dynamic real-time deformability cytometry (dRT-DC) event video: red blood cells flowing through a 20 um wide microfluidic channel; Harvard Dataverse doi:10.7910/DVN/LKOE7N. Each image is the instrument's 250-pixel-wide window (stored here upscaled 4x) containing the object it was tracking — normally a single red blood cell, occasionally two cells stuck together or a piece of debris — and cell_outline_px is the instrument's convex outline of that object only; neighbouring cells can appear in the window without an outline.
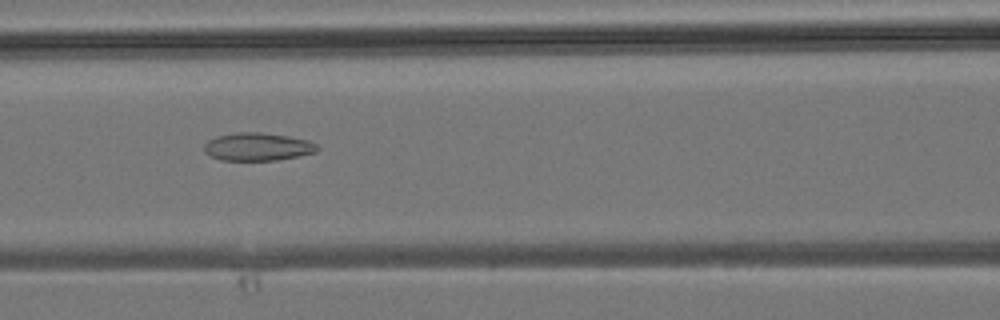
{"species": "common noctule bat (a hibernating species)", "species_latin": "Nyctalus noctula", "temperature_condition": "room temperature", "stored_images_in_passage": 33, "camera_frame_rate_fps": 3000, "um_per_image_px": 0.085, "animal": {"sex": "male", "body_mass_g": 19.2, "forearm_length_mm": 51.8}, "frame": {"image": 1, "passage_image": 9, "time_ms": 2.667, "image_size_px": [1000, 320], "cell_outline_px": [[320, 148], [316, 152], [276, 160], [220, 160], [204, 152], [204, 144], [208, 140], [216, 136], [236, 132], [260, 132], [288, 136], [308, 140], [316, 144]], "centroid_in_image_um": [21.88, 12.46], "position_along_channel_um": 144.7, "area_um2": 18.38}}
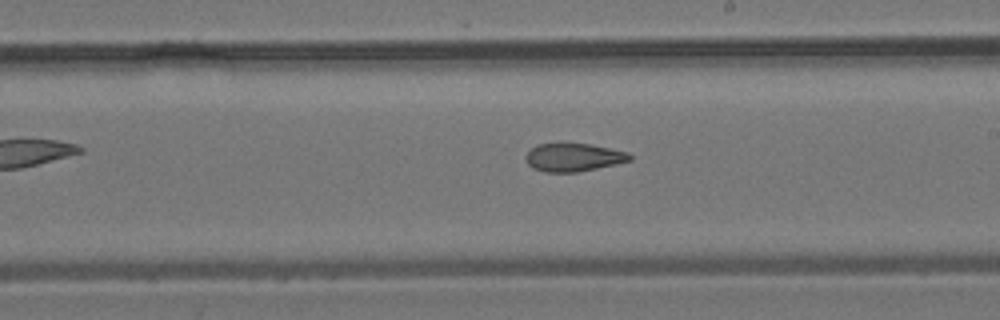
{"frame": {"image": 2, "passage_image": 15, "time_ms": 4.667, "image_size_px": [1000, 320], "cell_outline_px": [[632, 160], [616, 164], [576, 172], [544, 172], [532, 168], [528, 164], [524, 156], [536, 144], [588, 144], [628, 152], [632, 156]], "centroid_in_image_um": [48.73, 13.38], "position_along_channel_um": 240.3, "area_um2": 16.88}}
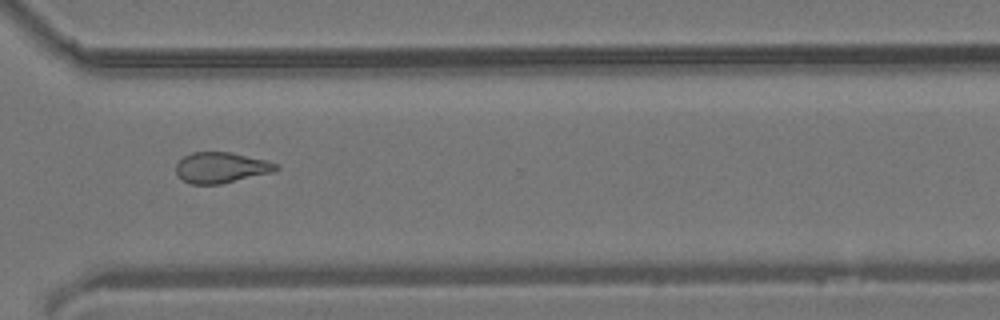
{"frame": {"image": 3, "passage_image": 22, "time_ms": 7.0, "image_size_px": [1000, 320], "cell_outline_px": [[280, 168], [272, 172], [220, 184], [192, 184], [184, 180], [176, 172], [176, 164], [184, 156], [192, 152], [232, 152], [264, 160], [276, 164]], "centroid_in_image_um": [18.78, 14.24], "position_along_channel_um": 351.8, "area_um2": 17.63}}